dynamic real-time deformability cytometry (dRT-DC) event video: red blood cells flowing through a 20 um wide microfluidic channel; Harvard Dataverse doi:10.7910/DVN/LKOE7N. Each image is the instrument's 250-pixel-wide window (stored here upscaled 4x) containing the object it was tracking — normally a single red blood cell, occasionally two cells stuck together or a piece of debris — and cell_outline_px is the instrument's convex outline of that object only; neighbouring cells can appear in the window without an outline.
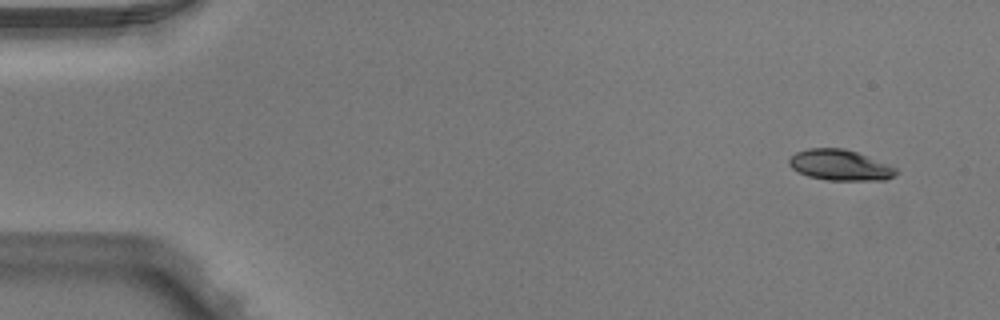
{"species": "Egyptian fruit bat (a non-hibernating species)", "species_latin": "Rousettus aegyptiacus", "temperature_condition": "warm", "stored_images_in_passage": 4, "camera_frame_rate_fps": 3000, "um_per_image_px": 0.085, "animal": {"sex": "male"}, "frame": {"image": 1, "passage_image": 1, "time_ms": 0.0, "image_size_px": [1000, 320], "cell_outline_px": [[896, 172], [888, 180], [828, 180], [808, 176], [792, 168], [788, 164], [788, 160], [796, 152], [808, 148], [844, 148], [856, 152], [896, 168]], "centroid_in_image_um": [71.36, 14.03], "position_along_channel_um": 13.6, "area_um2": 18.84}}
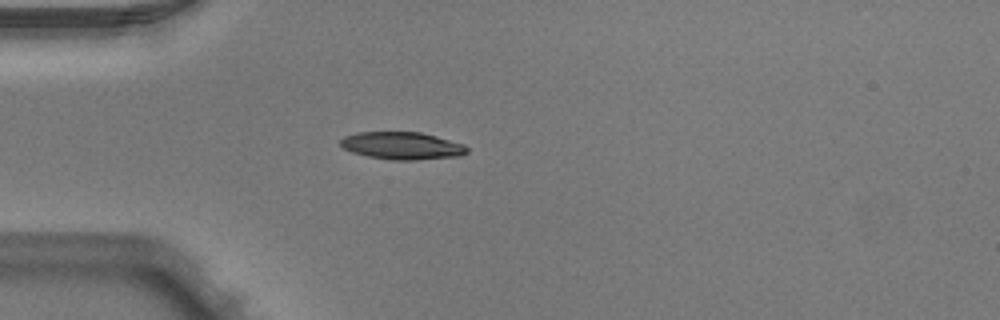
{"frame": {"image": 2, "passage_image": 4, "time_ms": 1.0, "image_size_px": [1000, 320], "cell_outline_px": [[468, 152], [460, 156], [416, 160], [392, 160], [368, 156], [352, 152], [344, 148], [340, 144], [340, 140], [344, 136], [356, 132], [420, 132], [436, 136], [464, 144], [468, 148]], "centroid_in_image_um": [34.18, 12.38], "position_along_channel_um": 50.8, "area_um2": 20.29}}